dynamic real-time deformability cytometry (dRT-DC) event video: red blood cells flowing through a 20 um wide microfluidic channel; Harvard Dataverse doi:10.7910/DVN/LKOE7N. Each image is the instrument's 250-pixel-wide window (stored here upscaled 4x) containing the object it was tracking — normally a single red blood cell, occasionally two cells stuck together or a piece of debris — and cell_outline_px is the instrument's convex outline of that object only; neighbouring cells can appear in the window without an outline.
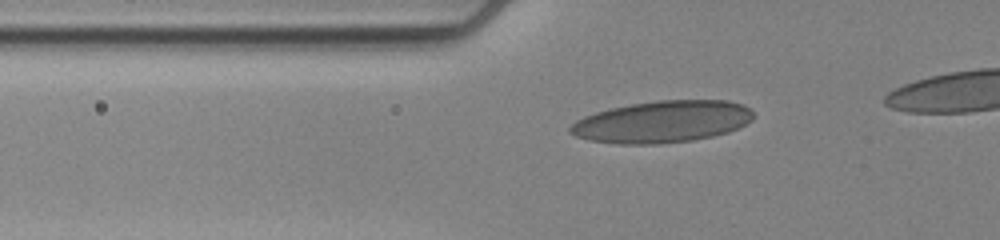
{"species": "human", "species_latin": "Homo sapiens", "temperature_condition": "cold", "stored_images_in_passage": 51, "camera_frame_rate_fps": 3000, "um_per_image_px": 0.085, "donor": {"sex": "female"}, "frame": {"image": 1, "passage_image": 18, "time_ms": 5.667, "image_size_px": [1000, 240], "cell_outline_px": [[752, 120], [728, 132], [712, 136], [692, 140], [656, 144], [620, 144], [588, 140], [576, 136], [568, 132], [568, 128], [576, 120], [584, 116], [596, 112], [612, 108], [632, 104], [656, 100], [728, 100], [744, 104], [752, 112]], "centroid_in_image_um": [56.27, 10.34], "position_along_channel_um": 69.5, "area_um2": 44.56}}
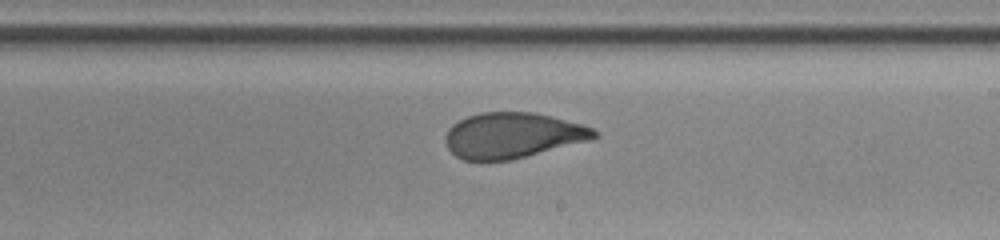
{"frame": {"image": 2, "passage_image": 34, "time_ms": 11.0, "image_size_px": [1000, 240], "cell_outline_px": [[600, 136], [592, 140], [512, 160], [464, 160], [456, 156], [448, 148], [444, 140], [444, 136], [448, 128], [452, 124], [468, 116], [480, 112], [536, 112], [552, 116], [580, 124], [592, 128]], "centroid_in_image_um": [43.57, 11.51], "position_along_channel_um": 245.4, "area_um2": 39.71}}
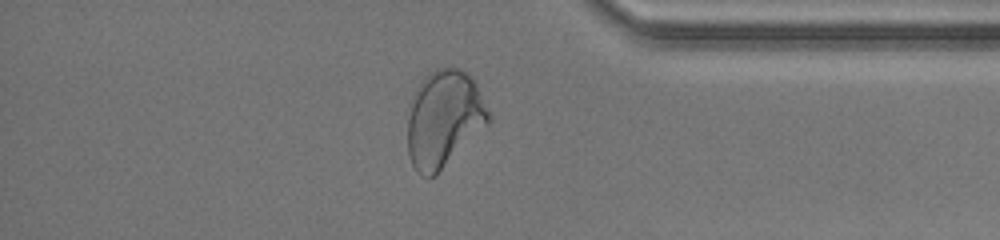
{"frame": {"image": 3, "passage_image": 48, "time_ms": 15.667, "image_size_px": [1000, 240], "cell_outline_px": [[492, 120], [436, 176], [420, 176], [416, 172], [412, 164], [408, 152], [408, 120], [412, 92], [424, 76], [428, 72], [436, 68], [460, 68], [472, 76], [476, 84]], "centroid_in_image_um": [37.71, 10.09], "position_along_channel_um": 397.5, "area_um2": 46.01}}